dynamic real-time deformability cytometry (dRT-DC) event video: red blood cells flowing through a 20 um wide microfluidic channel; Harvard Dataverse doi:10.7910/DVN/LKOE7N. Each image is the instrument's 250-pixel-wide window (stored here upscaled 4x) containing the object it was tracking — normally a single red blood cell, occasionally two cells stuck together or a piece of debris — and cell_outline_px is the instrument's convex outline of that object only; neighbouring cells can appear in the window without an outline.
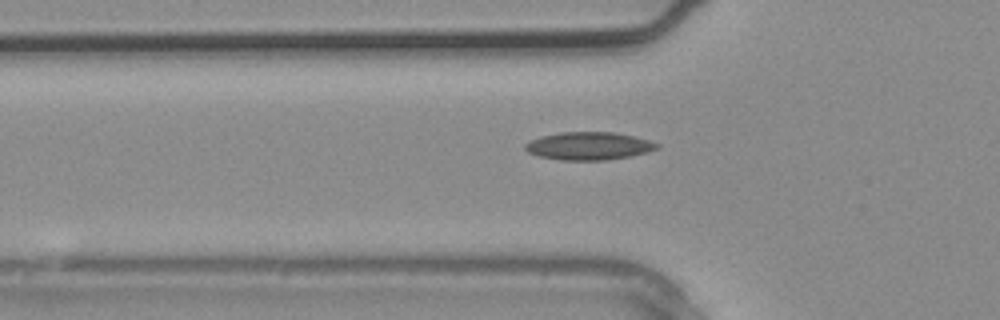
{"species": "common noctule bat (a hibernating species)", "species_latin": "Nyctalus noctula", "temperature_condition": "warm", "stored_images_in_passage": 4, "camera_frame_rate_fps": 3000, "um_per_image_px": 0.085, "animal": {"sex": "male", "body_mass_g": 20.4}, "frame": {"image": 1, "passage_image": 4, "time_ms": 1.0, "image_size_px": [1000, 320], "cell_outline_px": [[660, 148], [648, 152], [632, 156], [608, 160], [560, 160], [536, 156], [528, 152], [524, 148], [524, 144], [540, 136], [560, 132], [616, 132], [648, 140], [660, 144]], "centroid_in_image_um": [50.05, 12.41], "position_along_channel_um": 75.7, "area_um2": 21.62}}